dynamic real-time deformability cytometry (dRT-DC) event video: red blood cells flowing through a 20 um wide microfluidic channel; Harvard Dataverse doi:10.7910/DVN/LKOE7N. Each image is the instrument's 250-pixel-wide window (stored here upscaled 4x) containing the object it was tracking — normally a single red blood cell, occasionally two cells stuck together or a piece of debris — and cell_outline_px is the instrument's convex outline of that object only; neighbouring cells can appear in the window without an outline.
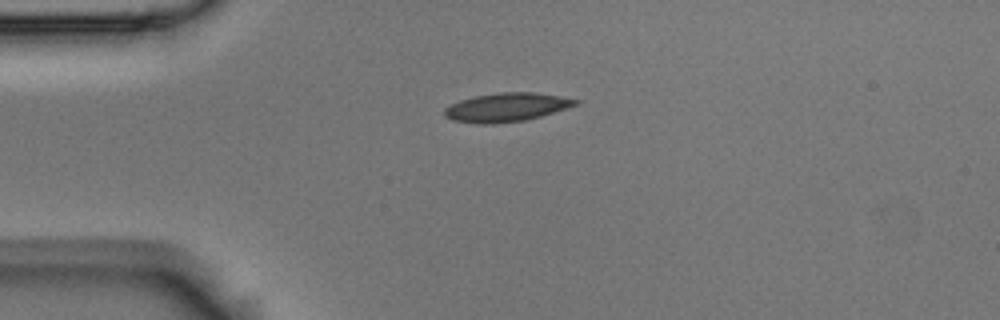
{"species": "Egyptian fruit bat (a non-hibernating species)", "species_latin": "Rousettus aegyptiacus", "temperature_condition": "room temperature", "stored_images_in_passage": 44, "camera_frame_rate_fps": 3000, "um_per_image_px": 0.085, "animal": {"sex": "male"}, "frame": {"image": 1, "passage_image": 1, "time_ms": 0.0, "image_size_px": [1000, 320], "cell_outline_px": [[580, 104], [540, 116], [524, 120], [492, 124], [476, 124], [452, 120], [444, 116], [444, 108], [460, 100], [476, 96], [500, 92], [536, 92], [560, 96], [580, 100]], "centroid_in_image_um": [43.05, 9.12], "position_along_channel_um": 41.9, "area_um2": 21.91}}
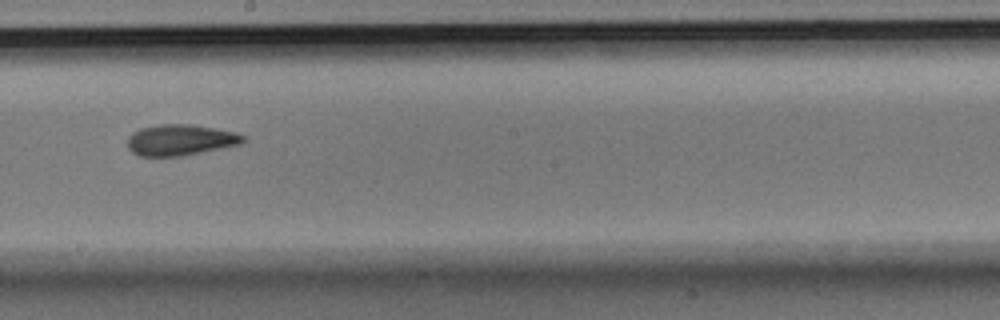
{"frame": {"image": 2, "passage_image": 19, "time_ms": 6.0, "image_size_px": [1000, 320], "cell_outline_px": [[248, 140], [240, 144], [180, 156], [140, 156], [132, 152], [128, 148], [128, 136], [132, 132], [140, 128], [156, 124], [192, 124], [216, 128], [236, 132], [248, 136]], "centroid_in_image_um": [15.35, 11.88], "position_along_channel_um": 232.8, "area_um2": 21.1}}
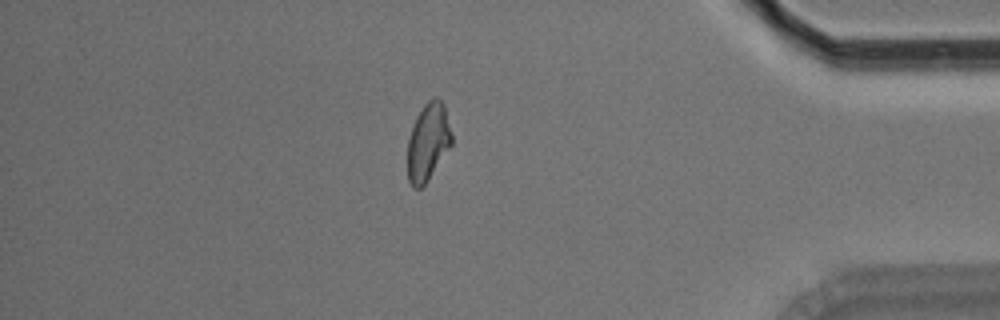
{"frame": {"image": 3, "passage_image": 36, "time_ms": 11.667, "image_size_px": [1000, 320], "cell_outline_px": [[452, 144], [428, 180], [420, 188], [412, 188], [408, 180], [408, 136], [416, 116], [424, 104], [428, 100], [436, 96], [444, 104], [452, 136]], "centroid_in_image_um": [36.37, 12.06], "position_along_channel_um": 398.8, "area_um2": 19.94}, "authors_computed_cell_mechanics": {"area_um2": 20.7502, "velocity_mm_per_s": 3.5458, "shape_relaxation_time_tau1_ms": null, "shape_relaxation_time_tau2_ms": 4.0358, "deformation_change_tau1": null, "deformation_change_tau2": 0.0997}}